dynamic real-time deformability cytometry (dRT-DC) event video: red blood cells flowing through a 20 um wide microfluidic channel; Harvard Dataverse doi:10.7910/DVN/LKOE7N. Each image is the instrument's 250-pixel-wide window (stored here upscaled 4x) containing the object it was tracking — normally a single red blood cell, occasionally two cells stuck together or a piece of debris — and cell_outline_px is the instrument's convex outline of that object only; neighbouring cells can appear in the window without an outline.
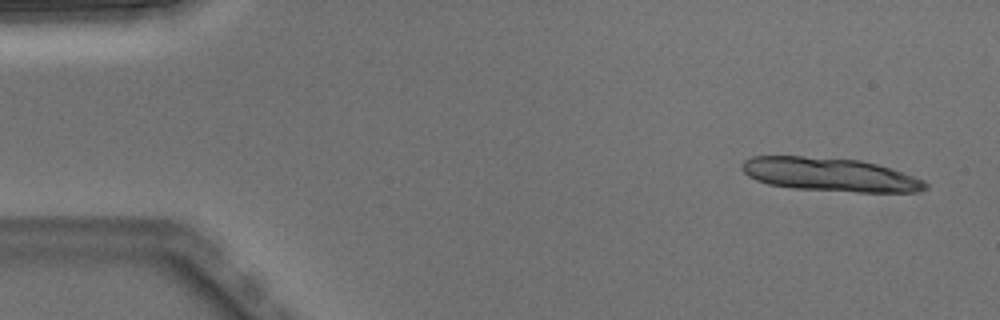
{"species": "Egyptian fruit bat (a non-hibernating species)", "species_latin": "Rousettus aegyptiacus", "temperature_condition": "warm", "stored_images_in_passage": 4, "camera_frame_rate_fps": 3000, "um_per_image_px": 0.085, "animal": {"sex": "male"}, "frame": {"image": 1, "passage_image": 1, "time_ms": 0.0, "image_size_px": [1000, 320], "cell_outline_px": [[928, 188], [916, 192], [856, 192], [792, 188], [768, 184], [756, 180], [748, 176], [740, 168], [740, 164], [744, 160], [752, 156], [804, 156], [860, 160], [876, 164], [924, 180], [928, 184]], "centroid_in_image_um": [70.49, 14.84], "position_along_channel_um": 14.5, "area_um2": 35.84}}
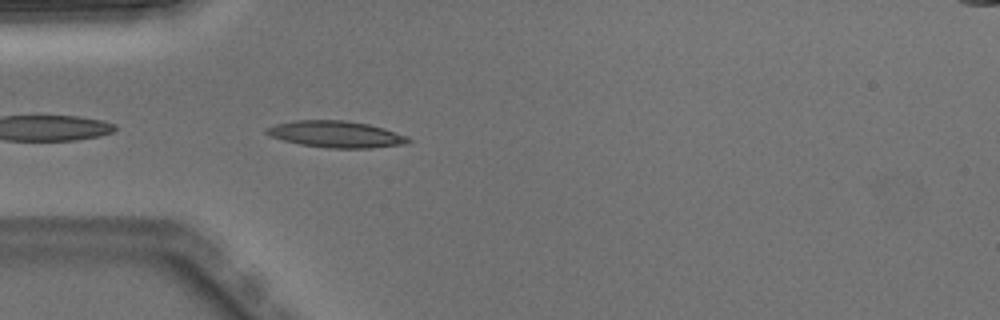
{"frame": {"image": 2, "passage_image": 4, "time_ms": 1.0, "image_size_px": [1000, 320], "cell_outline_px": [[412, 140], [404, 144], [372, 148], [328, 148], [300, 144], [284, 140], [272, 136], [264, 132], [264, 128], [276, 124], [296, 120], [344, 120], [368, 124], [384, 128], [408, 136]], "centroid_in_image_um": [28.57, 11.41], "position_along_channel_um": 56.4, "area_um2": 21.91}}